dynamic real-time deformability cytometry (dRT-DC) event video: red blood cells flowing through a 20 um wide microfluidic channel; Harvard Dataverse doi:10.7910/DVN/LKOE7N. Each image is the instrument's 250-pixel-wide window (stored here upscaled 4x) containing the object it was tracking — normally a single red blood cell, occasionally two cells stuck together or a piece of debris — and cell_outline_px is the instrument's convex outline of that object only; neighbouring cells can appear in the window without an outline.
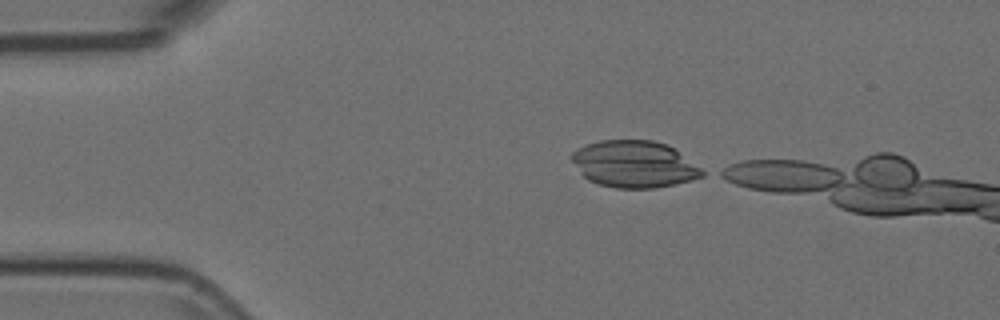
{"species": "Egyptian fruit bat (a non-hibernating species)", "species_latin": "Rousettus aegyptiacus", "temperature_condition": "room temperature", "stored_images_in_passage": 6, "camera_frame_rate_fps": 3000, "um_per_image_px": 0.085, "animal": {"sex": "female"}, "frame": {"image": 1, "passage_image": 1, "time_ms": 0.0, "image_size_px": [1000, 320], "cell_outline_px": [[708, 172], [704, 176], [692, 180], [656, 188], [616, 188], [600, 184], [588, 180], [580, 172], [568, 156], [576, 148], [600, 140], [652, 140], [664, 144], [672, 148]], "centroid_in_image_um": [53.89, 13.96], "position_along_channel_um": 31.1, "area_um2": 35.6}}